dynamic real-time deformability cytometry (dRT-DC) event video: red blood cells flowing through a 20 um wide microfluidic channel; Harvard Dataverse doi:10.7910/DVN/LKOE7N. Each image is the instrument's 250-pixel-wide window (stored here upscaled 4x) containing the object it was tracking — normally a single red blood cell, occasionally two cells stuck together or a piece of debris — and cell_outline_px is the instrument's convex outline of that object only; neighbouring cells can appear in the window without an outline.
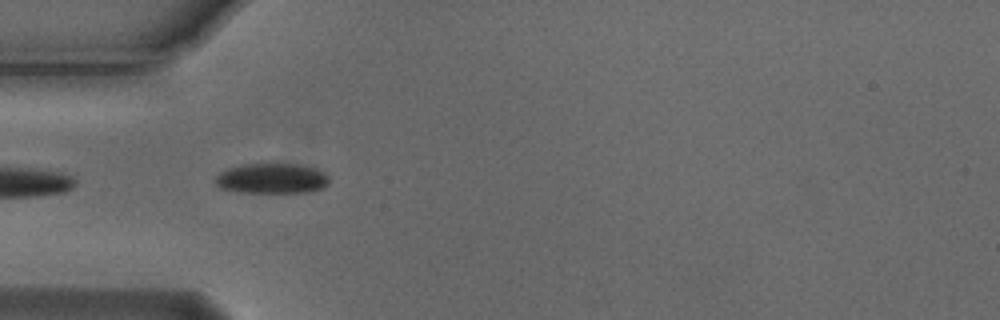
{"species": "Egyptian fruit bat (a non-hibernating species)", "species_latin": "Rousettus aegyptiacus", "temperature_condition": "cold", "stored_images_in_passage": 6, "segment_of_instrument_passage": [2, 2], "camera_frame_rate_fps": 3000, "um_per_image_px": 0.085, "animal": {"sex": "male"}, "frame": {"image": 1, "passage_image": 5, "time_ms": 1.333, "image_size_px": [1000, 320], "cell_outline_px": [[328, 184], [324, 188], [308, 192], [240, 192], [220, 188], [216, 184], [216, 176], [220, 172], [228, 168], [244, 164], [296, 164], [316, 168], [324, 172], [328, 176]], "centroid_in_image_um": [23.12, 15.17], "position_along_channel_um": 61.9, "area_um2": 20.0}}
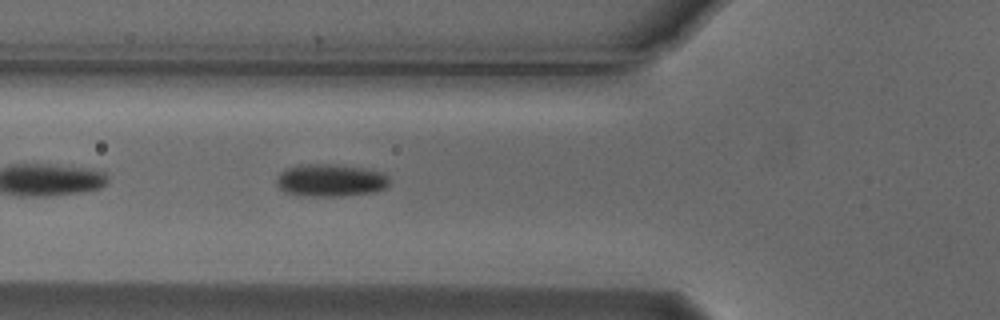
{"frame": {"image": 2, "passage_image": 6, "time_ms": 1.667, "image_size_px": [1000, 320], "cell_outline_px": [[388, 184], [384, 188], [372, 192], [344, 196], [296, 196], [284, 192], [276, 184], [276, 176], [280, 172], [288, 168], [300, 164], [332, 164], [364, 168], [380, 172], [388, 176]], "centroid_in_image_um": [28.02, 15.33], "position_along_channel_um": 97.8, "area_um2": 21.5}}